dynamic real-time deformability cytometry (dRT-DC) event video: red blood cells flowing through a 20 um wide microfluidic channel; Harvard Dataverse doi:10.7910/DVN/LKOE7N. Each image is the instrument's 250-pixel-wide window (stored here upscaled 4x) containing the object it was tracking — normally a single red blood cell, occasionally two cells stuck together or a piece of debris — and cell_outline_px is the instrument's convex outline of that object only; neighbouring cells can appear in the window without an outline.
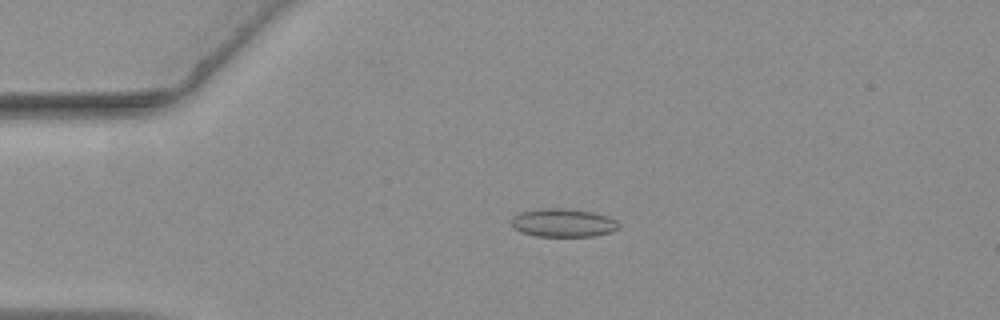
{"species": "common noctule bat (a hibernating species)", "species_latin": "Nyctalus noctula", "temperature_condition": "warm", "stored_images_in_passage": 42, "camera_frame_rate_fps": 3000, "um_per_image_px": 0.085, "animal": {"sex": "female", "body_mass_g": 19.3, "forearm_length_mm": 54.1}, "frame": {"image": 1, "passage_image": 12, "time_ms": 3.667, "image_size_px": [1000, 320], "cell_outline_px": [[620, 224], [612, 232], [592, 236], [536, 236], [520, 232], [512, 224], [512, 216], [520, 212], [540, 208], [564, 208], [592, 212], [608, 216], [616, 220]], "centroid_in_image_um": [47.86, 18.93], "position_along_channel_um": 37.1, "area_um2": 17.69}}
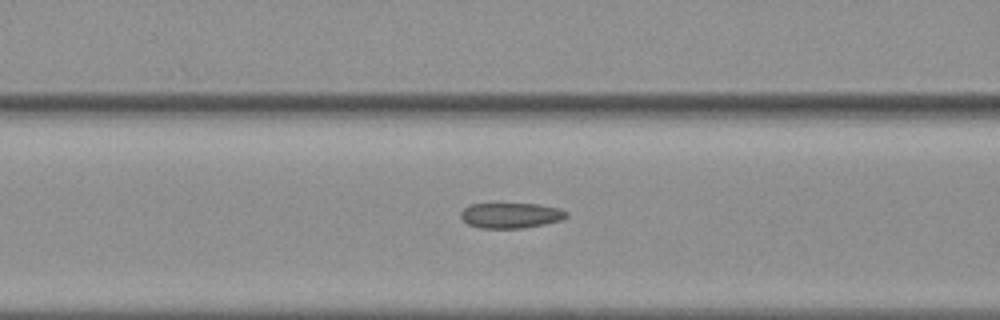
{"frame": {"image": 2, "passage_image": 22, "time_ms": 7.0, "image_size_px": [1000, 320], "cell_outline_px": [[568, 216], [560, 220], [544, 224], [520, 228], [480, 228], [468, 224], [460, 216], [460, 212], [468, 204], [540, 204], [560, 208], [568, 212]], "centroid_in_image_um": [43.42, 18.3], "position_along_channel_um": 123.2, "area_um2": 15.61}}
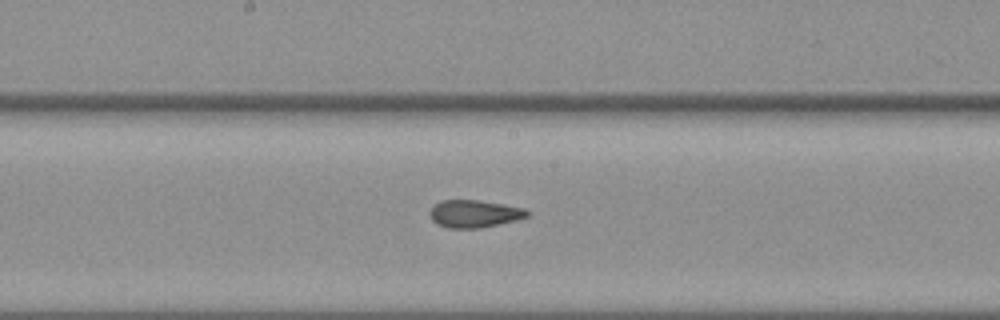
{"frame": {"image": 3, "passage_image": 29, "time_ms": 9.333, "image_size_px": [1000, 320], "cell_outline_px": [[528, 216], [516, 220], [480, 228], [448, 228], [436, 224], [432, 220], [428, 212], [440, 200], [476, 200], [524, 208], [528, 212]], "centroid_in_image_um": [40.27, 18.17], "position_along_channel_um": 207.9, "area_um2": 15.43}}